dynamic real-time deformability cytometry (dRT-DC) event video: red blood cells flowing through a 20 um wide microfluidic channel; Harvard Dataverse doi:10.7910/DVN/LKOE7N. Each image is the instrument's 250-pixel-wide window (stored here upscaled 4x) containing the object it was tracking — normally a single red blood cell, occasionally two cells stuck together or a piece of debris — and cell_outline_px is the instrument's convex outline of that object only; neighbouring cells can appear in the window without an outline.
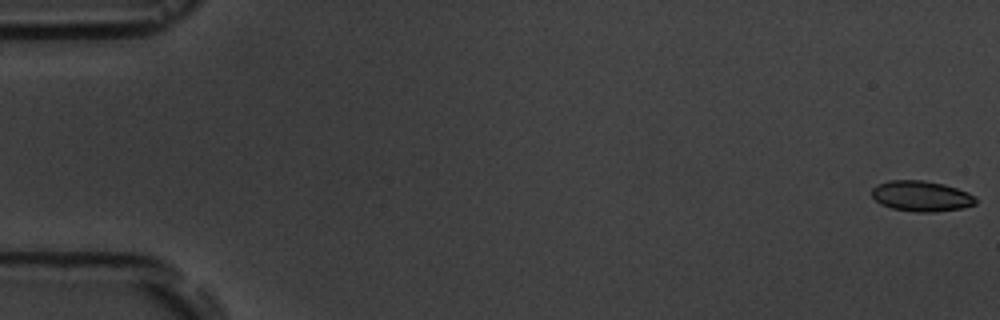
{"species": "common noctule bat (a hibernating species)", "species_latin": "Nyctalus noctula", "temperature_condition": "room temperature", "stored_images_in_passage": 5, "camera_frame_rate_fps": 3000, "um_per_image_px": 0.085, "animal": {"sex": "male", "body_mass_g": 19.5, "forearm_length_mm": 54.6}, "frame": {"image": 1, "passage_image": 1, "time_ms": 0.0, "image_size_px": [1000, 320], "cell_outline_px": [[976, 204], [960, 208], [932, 212], [920, 212], [892, 208], [880, 204], [872, 196], [872, 188], [876, 184], [888, 180], [924, 180], [944, 184], [968, 192], [976, 196]], "centroid_in_image_um": [78.3, 16.65], "position_along_channel_um": 6.7, "area_um2": 18.5}}
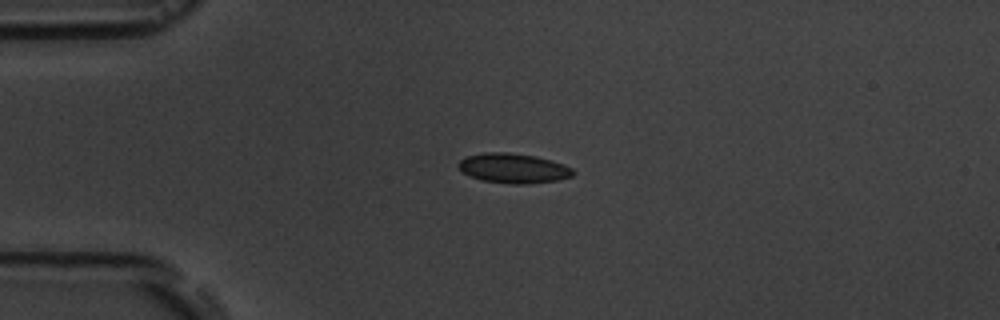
{"frame": {"image": 2, "passage_image": 4, "time_ms": 4.333, "image_size_px": [1000, 320], "cell_outline_px": [[576, 172], [572, 176], [556, 180], [528, 184], [508, 184], [480, 180], [468, 176], [456, 164], [460, 160], [468, 156], [484, 152], [508, 152], [536, 156], [564, 164], [572, 168]], "centroid_in_image_um": [43.63, 14.3], "position_along_channel_um": 41.4, "area_um2": 20.0}}